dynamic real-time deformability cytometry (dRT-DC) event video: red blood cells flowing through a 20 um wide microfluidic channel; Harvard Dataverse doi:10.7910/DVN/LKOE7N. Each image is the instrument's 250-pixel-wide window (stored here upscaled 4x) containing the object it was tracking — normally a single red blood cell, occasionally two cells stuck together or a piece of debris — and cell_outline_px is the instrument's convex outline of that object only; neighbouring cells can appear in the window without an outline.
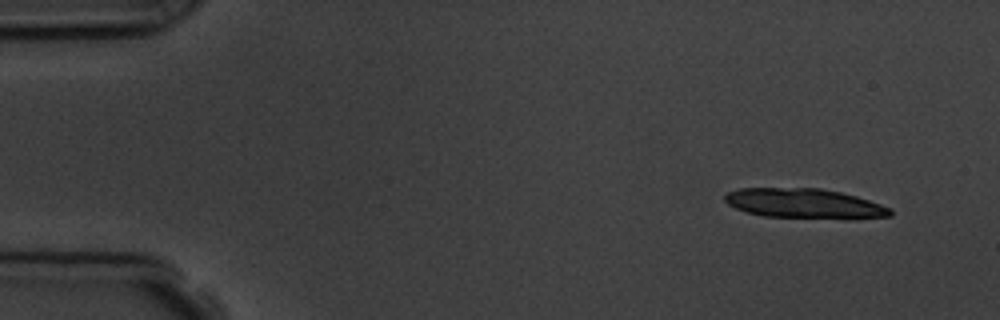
{"species": "common noctule bat (a hibernating species)", "species_latin": "Nyctalus noctula", "temperature_condition": "room temperature", "stored_images_in_passage": 4, "camera_frame_rate_fps": 3000, "um_per_image_px": 0.085, "animal": {"sex": "male", "body_mass_g": 19.5, "forearm_length_mm": 54.6}, "frame": {"image": 1, "passage_image": 1, "time_ms": 0.0, "image_size_px": [1000, 320], "cell_outline_px": [[892, 216], [856, 220], [764, 216], [748, 212], [736, 208], [728, 204], [724, 200], [724, 196], [728, 192], [740, 188], [820, 188], [840, 192], [856, 196], [892, 208]], "centroid_in_image_um": [68.45, 17.32], "position_along_channel_um": 16.6, "area_um2": 29.13}}
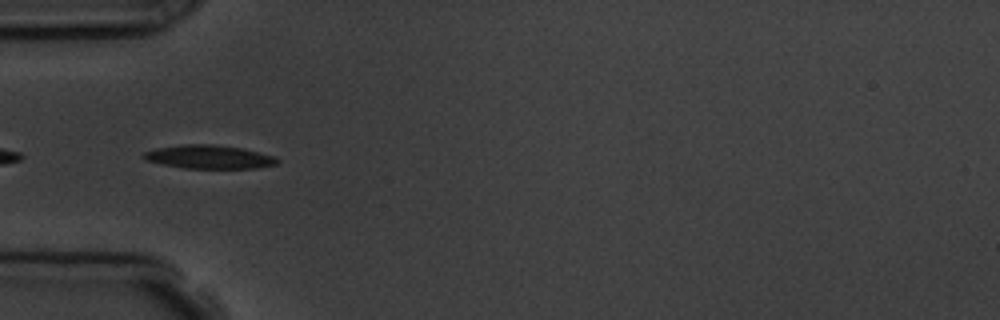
{"frame": {"image": 2, "passage_image": 4, "time_ms": 4.333, "image_size_px": [1000, 320], "cell_outline_px": [[280, 160], [276, 164], [256, 168], [184, 168], [144, 160], [140, 156], [144, 152], [156, 148], [184, 144], [212, 144], [244, 148], [276, 156]], "centroid_in_image_um": [17.78, 13.33], "position_along_channel_um": 67.2, "area_um2": 18.44}}